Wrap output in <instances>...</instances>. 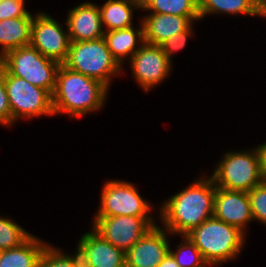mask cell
<instances>
[{
    "label": "cell",
    "mask_w": 266,
    "mask_h": 267,
    "mask_svg": "<svg viewBox=\"0 0 266 267\" xmlns=\"http://www.w3.org/2000/svg\"><path fill=\"white\" fill-rule=\"evenodd\" d=\"M33 17H16L0 21V58L8 51L30 45Z\"/></svg>",
    "instance_id": "d6986e66"
},
{
    "label": "cell",
    "mask_w": 266,
    "mask_h": 267,
    "mask_svg": "<svg viewBox=\"0 0 266 267\" xmlns=\"http://www.w3.org/2000/svg\"><path fill=\"white\" fill-rule=\"evenodd\" d=\"M72 261L74 267H92L89 259L87 248L79 241L76 254H67Z\"/></svg>",
    "instance_id": "f546056e"
},
{
    "label": "cell",
    "mask_w": 266,
    "mask_h": 267,
    "mask_svg": "<svg viewBox=\"0 0 266 267\" xmlns=\"http://www.w3.org/2000/svg\"><path fill=\"white\" fill-rule=\"evenodd\" d=\"M261 13L266 10V0H249Z\"/></svg>",
    "instance_id": "1f68e13d"
},
{
    "label": "cell",
    "mask_w": 266,
    "mask_h": 267,
    "mask_svg": "<svg viewBox=\"0 0 266 267\" xmlns=\"http://www.w3.org/2000/svg\"><path fill=\"white\" fill-rule=\"evenodd\" d=\"M0 124L11 125L12 115L4 83V67L0 64Z\"/></svg>",
    "instance_id": "f1b7e54d"
},
{
    "label": "cell",
    "mask_w": 266,
    "mask_h": 267,
    "mask_svg": "<svg viewBox=\"0 0 266 267\" xmlns=\"http://www.w3.org/2000/svg\"><path fill=\"white\" fill-rule=\"evenodd\" d=\"M3 252H4V249L0 247V259L2 257Z\"/></svg>",
    "instance_id": "836d02e7"
},
{
    "label": "cell",
    "mask_w": 266,
    "mask_h": 267,
    "mask_svg": "<svg viewBox=\"0 0 266 267\" xmlns=\"http://www.w3.org/2000/svg\"><path fill=\"white\" fill-rule=\"evenodd\" d=\"M200 17L150 13L142 18L145 43L160 46L169 37L187 30Z\"/></svg>",
    "instance_id": "9a60e30c"
},
{
    "label": "cell",
    "mask_w": 266,
    "mask_h": 267,
    "mask_svg": "<svg viewBox=\"0 0 266 267\" xmlns=\"http://www.w3.org/2000/svg\"><path fill=\"white\" fill-rule=\"evenodd\" d=\"M108 89L100 81L60 64L52 93L54 115L62 112L80 118L99 110L105 103Z\"/></svg>",
    "instance_id": "7a4b0ae2"
},
{
    "label": "cell",
    "mask_w": 266,
    "mask_h": 267,
    "mask_svg": "<svg viewBox=\"0 0 266 267\" xmlns=\"http://www.w3.org/2000/svg\"><path fill=\"white\" fill-rule=\"evenodd\" d=\"M213 216L245 232L246 224L253 221L248 192L216 187Z\"/></svg>",
    "instance_id": "4fadbf2b"
},
{
    "label": "cell",
    "mask_w": 266,
    "mask_h": 267,
    "mask_svg": "<svg viewBox=\"0 0 266 267\" xmlns=\"http://www.w3.org/2000/svg\"><path fill=\"white\" fill-rule=\"evenodd\" d=\"M31 235L10 218L0 216V247L4 250L20 246Z\"/></svg>",
    "instance_id": "603a6c76"
},
{
    "label": "cell",
    "mask_w": 266,
    "mask_h": 267,
    "mask_svg": "<svg viewBox=\"0 0 266 267\" xmlns=\"http://www.w3.org/2000/svg\"><path fill=\"white\" fill-rule=\"evenodd\" d=\"M165 232L158 225L151 228L125 253L126 266L157 267L170 249Z\"/></svg>",
    "instance_id": "7c38bea8"
},
{
    "label": "cell",
    "mask_w": 266,
    "mask_h": 267,
    "mask_svg": "<svg viewBox=\"0 0 266 267\" xmlns=\"http://www.w3.org/2000/svg\"><path fill=\"white\" fill-rule=\"evenodd\" d=\"M66 25L70 42L95 40L103 37L105 33L99 6L90 2L71 9Z\"/></svg>",
    "instance_id": "5bb4252c"
},
{
    "label": "cell",
    "mask_w": 266,
    "mask_h": 267,
    "mask_svg": "<svg viewBox=\"0 0 266 267\" xmlns=\"http://www.w3.org/2000/svg\"><path fill=\"white\" fill-rule=\"evenodd\" d=\"M192 25L185 31L175 34L169 37L165 42H163L160 46L165 54V56L172 63L171 55L172 53L179 51L184 48L187 42V38L192 35Z\"/></svg>",
    "instance_id": "83f0119b"
},
{
    "label": "cell",
    "mask_w": 266,
    "mask_h": 267,
    "mask_svg": "<svg viewBox=\"0 0 266 267\" xmlns=\"http://www.w3.org/2000/svg\"><path fill=\"white\" fill-rule=\"evenodd\" d=\"M4 83L8 95L12 124L20 118L53 115L52 95L25 79L11 75L4 68Z\"/></svg>",
    "instance_id": "52a82bcc"
},
{
    "label": "cell",
    "mask_w": 266,
    "mask_h": 267,
    "mask_svg": "<svg viewBox=\"0 0 266 267\" xmlns=\"http://www.w3.org/2000/svg\"><path fill=\"white\" fill-rule=\"evenodd\" d=\"M80 242L87 248L88 259L92 267H124L125 252L105 240L94 229L84 233Z\"/></svg>",
    "instance_id": "2e32d148"
},
{
    "label": "cell",
    "mask_w": 266,
    "mask_h": 267,
    "mask_svg": "<svg viewBox=\"0 0 266 267\" xmlns=\"http://www.w3.org/2000/svg\"><path fill=\"white\" fill-rule=\"evenodd\" d=\"M47 244L31 235L20 246L4 250L0 267H40L42 252Z\"/></svg>",
    "instance_id": "ac0fdd59"
},
{
    "label": "cell",
    "mask_w": 266,
    "mask_h": 267,
    "mask_svg": "<svg viewBox=\"0 0 266 267\" xmlns=\"http://www.w3.org/2000/svg\"><path fill=\"white\" fill-rule=\"evenodd\" d=\"M212 13L262 16V13L249 0H199L200 18Z\"/></svg>",
    "instance_id": "7402d4cb"
},
{
    "label": "cell",
    "mask_w": 266,
    "mask_h": 267,
    "mask_svg": "<svg viewBox=\"0 0 266 267\" xmlns=\"http://www.w3.org/2000/svg\"><path fill=\"white\" fill-rule=\"evenodd\" d=\"M216 185L212 178L196 180L170 197L160 209V218L168 233L182 236L200 226L214 214Z\"/></svg>",
    "instance_id": "6da1fadb"
},
{
    "label": "cell",
    "mask_w": 266,
    "mask_h": 267,
    "mask_svg": "<svg viewBox=\"0 0 266 267\" xmlns=\"http://www.w3.org/2000/svg\"><path fill=\"white\" fill-rule=\"evenodd\" d=\"M263 17H266V10L262 13Z\"/></svg>",
    "instance_id": "e575fe53"
},
{
    "label": "cell",
    "mask_w": 266,
    "mask_h": 267,
    "mask_svg": "<svg viewBox=\"0 0 266 267\" xmlns=\"http://www.w3.org/2000/svg\"><path fill=\"white\" fill-rule=\"evenodd\" d=\"M244 234L239 228L212 216L186 236L198 248L208 266H213L238 256L245 243Z\"/></svg>",
    "instance_id": "3957f363"
},
{
    "label": "cell",
    "mask_w": 266,
    "mask_h": 267,
    "mask_svg": "<svg viewBox=\"0 0 266 267\" xmlns=\"http://www.w3.org/2000/svg\"><path fill=\"white\" fill-rule=\"evenodd\" d=\"M24 5V0H2L0 2V21L16 17H33Z\"/></svg>",
    "instance_id": "4316f807"
},
{
    "label": "cell",
    "mask_w": 266,
    "mask_h": 267,
    "mask_svg": "<svg viewBox=\"0 0 266 267\" xmlns=\"http://www.w3.org/2000/svg\"><path fill=\"white\" fill-rule=\"evenodd\" d=\"M141 9L150 13L200 17L199 0H141Z\"/></svg>",
    "instance_id": "44dd1931"
},
{
    "label": "cell",
    "mask_w": 266,
    "mask_h": 267,
    "mask_svg": "<svg viewBox=\"0 0 266 267\" xmlns=\"http://www.w3.org/2000/svg\"><path fill=\"white\" fill-rule=\"evenodd\" d=\"M157 267H180V265L175 261L173 255L168 252Z\"/></svg>",
    "instance_id": "4dcf8cb0"
},
{
    "label": "cell",
    "mask_w": 266,
    "mask_h": 267,
    "mask_svg": "<svg viewBox=\"0 0 266 267\" xmlns=\"http://www.w3.org/2000/svg\"><path fill=\"white\" fill-rule=\"evenodd\" d=\"M0 64L13 76L47 90L51 95L55 88L60 63L43 56L31 45L8 51L0 58Z\"/></svg>",
    "instance_id": "8992f818"
},
{
    "label": "cell",
    "mask_w": 266,
    "mask_h": 267,
    "mask_svg": "<svg viewBox=\"0 0 266 267\" xmlns=\"http://www.w3.org/2000/svg\"><path fill=\"white\" fill-rule=\"evenodd\" d=\"M62 64L70 70L100 81L107 88L110 77L120 73L122 68L109 51L104 37L70 42L67 58Z\"/></svg>",
    "instance_id": "5b68a950"
},
{
    "label": "cell",
    "mask_w": 266,
    "mask_h": 267,
    "mask_svg": "<svg viewBox=\"0 0 266 267\" xmlns=\"http://www.w3.org/2000/svg\"><path fill=\"white\" fill-rule=\"evenodd\" d=\"M151 209L133 184L120 180H109L102 189L101 204L95 216L150 217Z\"/></svg>",
    "instance_id": "9c48e42d"
},
{
    "label": "cell",
    "mask_w": 266,
    "mask_h": 267,
    "mask_svg": "<svg viewBox=\"0 0 266 267\" xmlns=\"http://www.w3.org/2000/svg\"><path fill=\"white\" fill-rule=\"evenodd\" d=\"M104 39L112 56L122 66L124 58L129 59L140 49L145 42L143 26L139 29L133 26L119 30L107 31L104 33ZM139 43V47L136 45ZM137 47V48H136Z\"/></svg>",
    "instance_id": "e0dca14e"
},
{
    "label": "cell",
    "mask_w": 266,
    "mask_h": 267,
    "mask_svg": "<svg viewBox=\"0 0 266 267\" xmlns=\"http://www.w3.org/2000/svg\"><path fill=\"white\" fill-rule=\"evenodd\" d=\"M129 62L134 78L146 92L162 82L172 68V63L165 56L161 46L145 42Z\"/></svg>",
    "instance_id": "8fae6325"
},
{
    "label": "cell",
    "mask_w": 266,
    "mask_h": 267,
    "mask_svg": "<svg viewBox=\"0 0 266 267\" xmlns=\"http://www.w3.org/2000/svg\"><path fill=\"white\" fill-rule=\"evenodd\" d=\"M211 176L218 188L249 192L266 179L260 146L254 151L225 153Z\"/></svg>",
    "instance_id": "277c9868"
},
{
    "label": "cell",
    "mask_w": 266,
    "mask_h": 267,
    "mask_svg": "<svg viewBox=\"0 0 266 267\" xmlns=\"http://www.w3.org/2000/svg\"><path fill=\"white\" fill-rule=\"evenodd\" d=\"M93 229L125 253L155 226L151 217L95 216Z\"/></svg>",
    "instance_id": "ba28073f"
},
{
    "label": "cell",
    "mask_w": 266,
    "mask_h": 267,
    "mask_svg": "<svg viewBox=\"0 0 266 267\" xmlns=\"http://www.w3.org/2000/svg\"><path fill=\"white\" fill-rule=\"evenodd\" d=\"M40 267H74L72 261L67 254H64L60 249L54 248L51 245L44 248Z\"/></svg>",
    "instance_id": "484cf974"
},
{
    "label": "cell",
    "mask_w": 266,
    "mask_h": 267,
    "mask_svg": "<svg viewBox=\"0 0 266 267\" xmlns=\"http://www.w3.org/2000/svg\"><path fill=\"white\" fill-rule=\"evenodd\" d=\"M30 45L43 56L62 64L68 55L69 34L47 13H39L32 20Z\"/></svg>",
    "instance_id": "30bf717a"
},
{
    "label": "cell",
    "mask_w": 266,
    "mask_h": 267,
    "mask_svg": "<svg viewBox=\"0 0 266 267\" xmlns=\"http://www.w3.org/2000/svg\"><path fill=\"white\" fill-rule=\"evenodd\" d=\"M102 26L107 31L128 28L132 25L133 9H141V0H108L99 7Z\"/></svg>",
    "instance_id": "ffe728a7"
},
{
    "label": "cell",
    "mask_w": 266,
    "mask_h": 267,
    "mask_svg": "<svg viewBox=\"0 0 266 267\" xmlns=\"http://www.w3.org/2000/svg\"><path fill=\"white\" fill-rule=\"evenodd\" d=\"M262 156H263V162H264V170L266 173V143L260 145Z\"/></svg>",
    "instance_id": "d6a6232c"
},
{
    "label": "cell",
    "mask_w": 266,
    "mask_h": 267,
    "mask_svg": "<svg viewBox=\"0 0 266 267\" xmlns=\"http://www.w3.org/2000/svg\"><path fill=\"white\" fill-rule=\"evenodd\" d=\"M182 239L185 240V244L181 243L177 245L178 249L175 250L176 252L169 249V252L173 255L175 261L180 265V267H204L205 265L208 266V264L204 261L200 251L190 240V238L185 235L182 237ZM188 251L190 252L188 253Z\"/></svg>",
    "instance_id": "cb8c5ba5"
},
{
    "label": "cell",
    "mask_w": 266,
    "mask_h": 267,
    "mask_svg": "<svg viewBox=\"0 0 266 267\" xmlns=\"http://www.w3.org/2000/svg\"><path fill=\"white\" fill-rule=\"evenodd\" d=\"M253 220L266 224V179L248 192Z\"/></svg>",
    "instance_id": "d4e9b609"
}]
</instances>
